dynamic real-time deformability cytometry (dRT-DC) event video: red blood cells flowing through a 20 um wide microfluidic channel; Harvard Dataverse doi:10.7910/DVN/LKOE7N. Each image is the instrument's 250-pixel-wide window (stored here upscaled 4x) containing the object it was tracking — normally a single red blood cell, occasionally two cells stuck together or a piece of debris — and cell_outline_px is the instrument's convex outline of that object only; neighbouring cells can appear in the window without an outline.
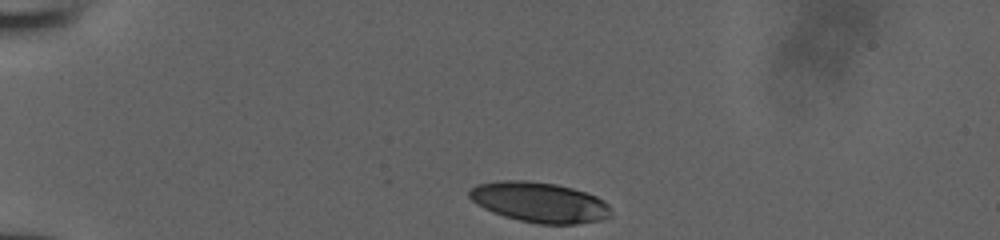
{"species": "human", "species_latin": "Homo sapiens", "temperature_condition": "room temperature", "stored_images_in_passage": 32, "camera_frame_rate_fps": 3000, "um_per_image_px": 0.085, "donor": {"sex": "male"}, "frame": {"image": 1, "passage_image": 1, "time_ms": 0.0, "image_size_px": [1000, 240], "cell_outline_px": [[612, 216], [604, 220], [576, 224], [540, 224], [520, 220], [504, 216], [492, 212], [476, 204], [468, 196], [468, 188], [476, 184], [496, 180], [524, 180], [556, 184], [572, 188], [596, 196], [604, 200], [608, 204]], "centroid_in_image_um": [45.84, 17.19], "position_along_channel_um": 39.2, "area_um2": 33.52}}
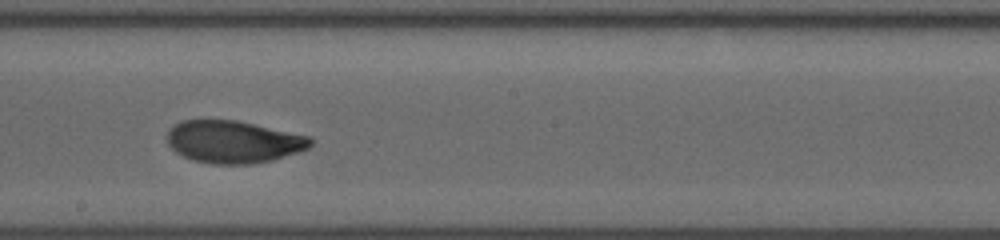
{"frame": {"image": 2, "passage_image": 19, "time_ms": 6.0, "image_size_px": [1000, 240], "cell_outline_px": [[312, 144], [308, 148], [272, 160], [252, 164], [212, 164], [192, 160], [176, 152], [168, 144], [168, 132], [172, 124], [180, 120], [236, 120], [308, 136], [312, 140]], "centroid_in_image_um": [19.79, 12.05], "position_along_channel_um": 228.4, "area_um2": 35.2}}
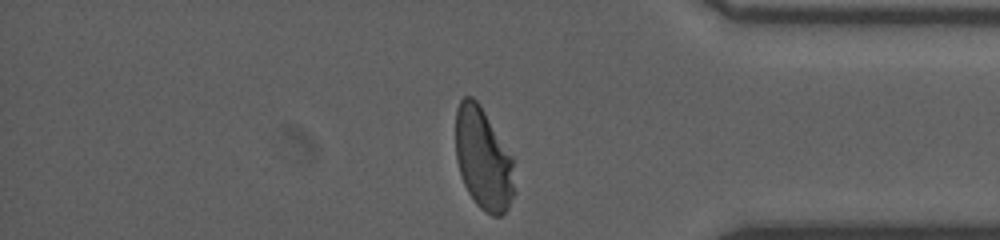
{"frame": {"image": 3, "passage_image": 32, "time_ms": 10.333, "image_size_px": [1000, 240], "cell_outline_px": [[516, 192], [508, 208], [500, 216], [492, 216], [484, 212], [476, 204], [468, 192], [464, 184], [456, 160], [456, 108], [460, 100], [464, 96], [472, 96], [480, 104], [512, 156]], "centroid_in_image_um": [41.09, 13.52], "position_along_channel_um": 394.1, "area_um2": 35.26}}